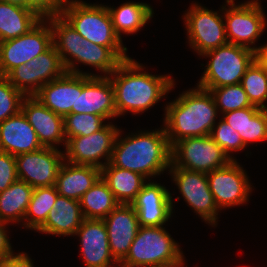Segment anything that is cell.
Segmentation results:
<instances>
[{"label":"cell","mask_w":267,"mask_h":267,"mask_svg":"<svg viewBox=\"0 0 267 267\" xmlns=\"http://www.w3.org/2000/svg\"><path fill=\"white\" fill-rule=\"evenodd\" d=\"M101 177L119 204H131L148 180L141 174L112 166L110 163L101 169Z\"/></svg>","instance_id":"obj_26"},{"label":"cell","mask_w":267,"mask_h":267,"mask_svg":"<svg viewBox=\"0 0 267 267\" xmlns=\"http://www.w3.org/2000/svg\"><path fill=\"white\" fill-rule=\"evenodd\" d=\"M209 90L216 102L219 114L252 107L242 85H227L219 88H203Z\"/></svg>","instance_id":"obj_33"},{"label":"cell","mask_w":267,"mask_h":267,"mask_svg":"<svg viewBox=\"0 0 267 267\" xmlns=\"http://www.w3.org/2000/svg\"><path fill=\"white\" fill-rule=\"evenodd\" d=\"M164 111L163 126L171 147L187 137L210 135L219 114L212 93L198 86L168 102Z\"/></svg>","instance_id":"obj_3"},{"label":"cell","mask_w":267,"mask_h":267,"mask_svg":"<svg viewBox=\"0 0 267 267\" xmlns=\"http://www.w3.org/2000/svg\"><path fill=\"white\" fill-rule=\"evenodd\" d=\"M7 223L0 221V260L6 258L9 255H12L14 252L8 238V227Z\"/></svg>","instance_id":"obj_42"},{"label":"cell","mask_w":267,"mask_h":267,"mask_svg":"<svg viewBox=\"0 0 267 267\" xmlns=\"http://www.w3.org/2000/svg\"><path fill=\"white\" fill-rule=\"evenodd\" d=\"M52 44V29L45 18L28 33L0 42V75L6 76L17 66L28 63Z\"/></svg>","instance_id":"obj_12"},{"label":"cell","mask_w":267,"mask_h":267,"mask_svg":"<svg viewBox=\"0 0 267 267\" xmlns=\"http://www.w3.org/2000/svg\"><path fill=\"white\" fill-rule=\"evenodd\" d=\"M168 171L187 206H190L206 224L216 227L220 210L209 189L207 174L181 167H170Z\"/></svg>","instance_id":"obj_14"},{"label":"cell","mask_w":267,"mask_h":267,"mask_svg":"<svg viewBox=\"0 0 267 267\" xmlns=\"http://www.w3.org/2000/svg\"><path fill=\"white\" fill-rule=\"evenodd\" d=\"M121 132L120 129L115 139L109 162L112 166L141 174L148 181L169 170L172 147L164 126L155 131L131 132L125 137Z\"/></svg>","instance_id":"obj_2"},{"label":"cell","mask_w":267,"mask_h":267,"mask_svg":"<svg viewBox=\"0 0 267 267\" xmlns=\"http://www.w3.org/2000/svg\"><path fill=\"white\" fill-rule=\"evenodd\" d=\"M52 29V43L61 56L69 73L97 76L82 72L76 63L98 69L103 76H109L122 60L109 48L100 46L83 38L60 14L45 18Z\"/></svg>","instance_id":"obj_4"},{"label":"cell","mask_w":267,"mask_h":267,"mask_svg":"<svg viewBox=\"0 0 267 267\" xmlns=\"http://www.w3.org/2000/svg\"><path fill=\"white\" fill-rule=\"evenodd\" d=\"M60 15L85 39L109 47L122 61L129 59L127 47L115 33L108 6L66 0Z\"/></svg>","instance_id":"obj_5"},{"label":"cell","mask_w":267,"mask_h":267,"mask_svg":"<svg viewBox=\"0 0 267 267\" xmlns=\"http://www.w3.org/2000/svg\"><path fill=\"white\" fill-rule=\"evenodd\" d=\"M96 114L70 113L64 117L66 142L75 136H88L102 129L108 122Z\"/></svg>","instance_id":"obj_34"},{"label":"cell","mask_w":267,"mask_h":267,"mask_svg":"<svg viewBox=\"0 0 267 267\" xmlns=\"http://www.w3.org/2000/svg\"><path fill=\"white\" fill-rule=\"evenodd\" d=\"M109 78L114 88L117 117L128 112L144 113L175 88L173 77L150 74L131 57L122 61Z\"/></svg>","instance_id":"obj_1"},{"label":"cell","mask_w":267,"mask_h":267,"mask_svg":"<svg viewBox=\"0 0 267 267\" xmlns=\"http://www.w3.org/2000/svg\"><path fill=\"white\" fill-rule=\"evenodd\" d=\"M74 236L80 237V251L86 267H119L111 255L103 219H84Z\"/></svg>","instance_id":"obj_21"},{"label":"cell","mask_w":267,"mask_h":267,"mask_svg":"<svg viewBox=\"0 0 267 267\" xmlns=\"http://www.w3.org/2000/svg\"><path fill=\"white\" fill-rule=\"evenodd\" d=\"M34 188L17 179L0 193V221L23 226Z\"/></svg>","instance_id":"obj_29"},{"label":"cell","mask_w":267,"mask_h":267,"mask_svg":"<svg viewBox=\"0 0 267 267\" xmlns=\"http://www.w3.org/2000/svg\"><path fill=\"white\" fill-rule=\"evenodd\" d=\"M259 110L260 108L256 106L245 107L224 113L222 114L223 116L221 118L236 132H238L245 145L246 116H254Z\"/></svg>","instance_id":"obj_38"},{"label":"cell","mask_w":267,"mask_h":267,"mask_svg":"<svg viewBox=\"0 0 267 267\" xmlns=\"http://www.w3.org/2000/svg\"><path fill=\"white\" fill-rule=\"evenodd\" d=\"M183 252L164 226H140L119 267L184 266Z\"/></svg>","instance_id":"obj_6"},{"label":"cell","mask_w":267,"mask_h":267,"mask_svg":"<svg viewBox=\"0 0 267 267\" xmlns=\"http://www.w3.org/2000/svg\"><path fill=\"white\" fill-rule=\"evenodd\" d=\"M18 179L33 188L56 184L60 167L65 161L64 151L55 148L41 149L15 156Z\"/></svg>","instance_id":"obj_16"},{"label":"cell","mask_w":267,"mask_h":267,"mask_svg":"<svg viewBox=\"0 0 267 267\" xmlns=\"http://www.w3.org/2000/svg\"><path fill=\"white\" fill-rule=\"evenodd\" d=\"M84 219L78 200L58 195L45 223L37 232L65 237L74 236Z\"/></svg>","instance_id":"obj_24"},{"label":"cell","mask_w":267,"mask_h":267,"mask_svg":"<svg viewBox=\"0 0 267 267\" xmlns=\"http://www.w3.org/2000/svg\"><path fill=\"white\" fill-rule=\"evenodd\" d=\"M201 56L210 60L207 61L197 86L219 88L239 84L247 68L256 59V52L244 46L227 43Z\"/></svg>","instance_id":"obj_7"},{"label":"cell","mask_w":267,"mask_h":267,"mask_svg":"<svg viewBox=\"0 0 267 267\" xmlns=\"http://www.w3.org/2000/svg\"><path fill=\"white\" fill-rule=\"evenodd\" d=\"M100 177L101 169L98 167L75 165L64 161L55 186L59 195L79 201Z\"/></svg>","instance_id":"obj_25"},{"label":"cell","mask_w":267,"mask_h":267,"mask_svg":"<svg viewBox=\"0 0 267 267\" xmlns=\"http://www.w3.org/2000/svg\"><path fill=\"white\" fill-rule=\"evenodd\" d=\"M165 267H184V266H165Z\"/></svg>","instance_id":"obj_45"},{"label":"cell","mask_w":267,"mask_h":267,"mask_svg":"<svg viewBox=\"0 0 267 267\" xmlns=\"http://www.w3.org/2000/svg\"><path fill=\"white\" fill-rule=\"evenodd\" d=\"M85 219H104L119 203L100 177L79 200Z\"/></svg>","instance_id":"obj_30"},{"label":"cell","mask_w":267,"mask_h":267,"mask_svg":"<svg viewBox=\"0 0 267 267\" xmlns=\"http://www.w3.org/2000/svg\"><path fill=\"white\" fill-rule=\"evenodd\" d=\"M267 140V109H260L254 116H246L245 146L251 142Z\"/></svg>","instance_id":"obj_37"},{"label":"cell","mask_w":267,"mask_h":267,"mask_svg":"<svg viewBox=\"0 0 267 267\" xmlns=\"http://www.w3.org/2000/svg\"><path fill=\"white\" fill-rule=\"evenodd\" d=\"M66 72L61 56L52 44L45 52L28 63L12 69L6 78L25 96H34L42 86L63 76Z\"/></svg>","instance_id":"obj_11"},{"label":"cell","mask_w":267,"mask_h":267,"mask_svg":"<svg viewBox=\"0 0 267 267\" xmlns=\"http://www.w3.org/2000/svg\"><path fill=\"white\" fill-rule=\"evenodd\" d=\"M42 19L31 8L0 1V42L28 33Z\"/></svg>","instance_id":"obj_27"},{"label":"cell","mask_w":267,"mask_h":267,"mask_svg":"<svg viewBox=\"0 0 267 267\" xmlns=\"http://www.w3.org/2000/svg\"><path fill=\"white\" fill-rule=\"evenodd\" d=\"M24 97L25 95L16 89L6 76L0 75V122L21 110Z\"/></svg>","instance_id":"obj_36"},{"label":"cell","mask_w":267,"mask_h":267,"mask_svg":"<svg viewBox=\"0 0 267 267\" xmlns=\"http://www.w3.org/2000/svg\"><path fill=\"white\" fill-rule=\"evenodd\" d=\"M119 130L113 123L108 122L102 129L91 135L70 138L65 146V161L75 165H91L102 169L110 162Z\"/></svg>","instance_id":"obj_13"},{"label":"cell","mask_w":267,"mask_h":267,"mask_svg":"<svg viewBox=\"0 0 267 267\" xmlns=\"http://www.w3.org/2000/svg\"><path fill=\"white\" fill-rule=\"evenodd\" d=\"M66 0H25V7L36 11L42 18L59 15Z\"/></svg>","instance_id":"obj_40"},{"label":"cell","mask_w":267,"mask_h":267,"mask_svg":"<svg viewBox=\"0 0 267 267\" xmlns=\"http://www.w3.org/2000/svg\"><path fill=\"white\" fill-rule=\"evenodd\" d=\"M77 114L117 118L114 88L109 76L78 74Z\"/></svg>","instance_id":"obj_17"},{"label":"cell","mask_w":267,"mask_h":267,"mask_svg":"<svg viewBox=\"0 0 267 267\" xmlns=\"http://www.w3.org/2000/svg\"><path fill=\"white\" fill-rule=\"evenodd\" d=\"M78 74L66 72L63 76L45 84L34 95L52 112L63 118L76 113Z\"/></svg>","instance_id":"obj_23"},{"label":"cell","mask_w":267,"mask_h":267,"mask_svg":"<svg viewBox=\"0 0 267 267\" xmlns=\"http://www.w3.org/2000/svg\"><path fill=\"white\" fill-rule=\"evenodd\" d=\"M169 189L149 180L131 203L140 226H164L173 214V198Z\"/></svg>","instance_id":"obj_18"},{"label":"cell","mask_w":267,"mask_h":267,"mask_svg":"<svg viewBox=\"0 0 267 267\" xmlns=\"http://www.w3.org/2000/svg\"><path fill=\"white\" fill-rule=\"evenodd\" d=\"M21 110L29 124L36 131L42 147L59 149V144L66 146L64 133V118L52 112L35 96H25L22 100Z\"/></svg>","instance_id":"obj_20"},{"label":"cell","mask_w":267,"mask_h":267,"mask_svg":"<svg viewBox=\"0 0 267 267\" xmlns=\"http://www.w3.org/2000/svg\"><path fill=\"white\" fill-rule=\"evenodd\" d=\"M103 221L107 229L111 255L120 263L128 254L139 231L137 213L131 204H118Z\"/></svg>","instance_id":"obj_19"},{"label":"cell","mask_w":267,"mask_h":267,"mask_svg":"<svg viewBox=\"0 0 267 267\" xmlns=\"http://www.w3.org/2000/svg\"><path fill=\"white\" fill-rule=\"evenodd\" d=\"M27 252L13 253L0 260V267H34L32 259Z\"/></svg>","instance_id":"obj_41"},{"label":"cell","mask_w":267,"mask_h":267,"mask_svg":"<svg viewBox=\"0 0 267 267\" xmlns=\"http://www.w3.org/2000/svg\"><path fill=\"white\" fill-rule=\"evenodd\" d=\"M58 195L55 185L34 188L23 226L37 231L45 223Z\"/></svg>","instance_id":"obj_31"},{"label":"cell","mask_w":267,"mask_h":267,"mask_svg":"<svg viewBox=\"0 0 267 267\" xmlns=\"http://www.w3.org/2000/svg\"><path fill=\"white\" fill-rule=\"evenodd\" d=\"M240 84L252 106L267 109V66L255 59L247 68Z\"/></svg>","instance_id":"obj_32"},{"label":"cell","mask_w":267,"mask_h":267,"mask_svg":"<svg viewBox=\"0 0 267 267\" xmlns=\"http://www.w3.org/2000/svg\"><path fill=\"white\" fill-rule=\"evenodd\" d=\"M232 161L224 150L210 137H187L172 146L171 166L210 173L227 166Z\"/></svg>","instance_id":"obj_10"},{"label":"cell","mask_w":267,"mask_h":267,"mask_svg":"<svg viewBox=\"0 0 267 267\" xmlns=\"http://www.w3.org/2000/svg\"><path fill=\"white\" fill-rule=\"evenodd\" d=\"M6 3L14 4L17 6L25 7V0H0Z\"/></svg>","instance_id":"obj_44"},{"label":"cell","mask_w":267,"mask_h":267,"mask_svg":"<svg viewBox=\"0 0 267 267\" xmlns=\"http://www.w3.org/2000/svg\"><path fill=\"white\" fill-rule=\"evenodd\" d=\"M219 10L220 12L210 10L195 2L182 16L187 31V43L199 56L228 43L223 5Z\"/></svg>","instance_id":"obj_9"},{"label":"cell","mask_w":267,"mask_h":267,"mask_svg":"<svg viewBox=\"0 0 267 267\" xmlns=\"http://www.w3.org/2000/svg\"><path fill=\"white\" fill-rule=\"evenodd\" d=\"M241 166L237 160H232L227 166L207 173L209 189L220 211L249 201L253 188Z\"/></svg>","instance_id":"obj_15"},{"label":"cell","mask_w":267,"mask_h":267,"mask_svg":"<svg viewBox=\"0 0 267 267\" xmlns=\"http://www.w3.org/2000/svg\"><path fill=\"white\" fill-rule=\"evenodd\" d=\"M210 137L232 160H236V158L231 155L233 151L237 152L246 148L238 132L230 127L222 118H219V122H216L214 125L210 132Z\"/></svg>","instance_id":"obj_35"},{"label":"cell","mask_w":267,"mask_h":267,"mask_svg":"<svg viewBox=\"0 0 267 267\" xmlns=\"http://www.w3.org/2000/svg\"><path fill=\"white\" fill-rule=\"evenodd\" d=\"M115 33L122 39L123 34H136L153 18V7L144 2L121 3L119 7H109Z\"/></svg>","instance_id":"obj_28"},{"label":"cell","mask_w":267,"mask_h":267,"mask_svg":"<svg viewBox=\"0 0 267 267\" xmlns=\"http://www.w3.org/2000/svg\"><path fill=\"white\" fill-rule=\"evenodd\" d=\"M256 59L263 65L267 66V44L259 46L256 51Z\"/></svg>","instance_id":"obj_43"},{"label":"cell","mask_w":267,"mask_h":267,"mask_svg":"<svg viewBox=\"0 0 267 267\" xmlns=\"http://www.w3.org/2000/svg\"><path fill=\"white\" fill-rule=\"evenodd\" d=\"M259 1L249 0L237 5L234 0H225L223 17L228 43L244 46L255 52L259 49L255 42L267 26L266 15Z\"/></svg>","instance_id":"obj_8"},{"label":"cell","mask_w":267,"mask_h":267,"mask_svg":"<svg viewBox=\"0 0 267 267\" xmlns=\"http://www.w3.org/2000/svg\"><path fill=\"white\" fill-rule=\"evenodd\" d=\"M41 148L36 131L22 110L0 122V151L16 156Z\"/></svg>","instance_id":"obj_22"},{"label":"cell","mask_w":267,"mask_h":267,"mask_svg":"<svg viewBox=\"0 0 267 267\" xmlns=\"http://www.w3.org/2000/svg\"><path fill=\"white\" fill-rule=\"evenodd\" d=\"M18 179L15 156L0 151V193Z\"/></svg>","instance_id":"obj_39"}]
</instances>
